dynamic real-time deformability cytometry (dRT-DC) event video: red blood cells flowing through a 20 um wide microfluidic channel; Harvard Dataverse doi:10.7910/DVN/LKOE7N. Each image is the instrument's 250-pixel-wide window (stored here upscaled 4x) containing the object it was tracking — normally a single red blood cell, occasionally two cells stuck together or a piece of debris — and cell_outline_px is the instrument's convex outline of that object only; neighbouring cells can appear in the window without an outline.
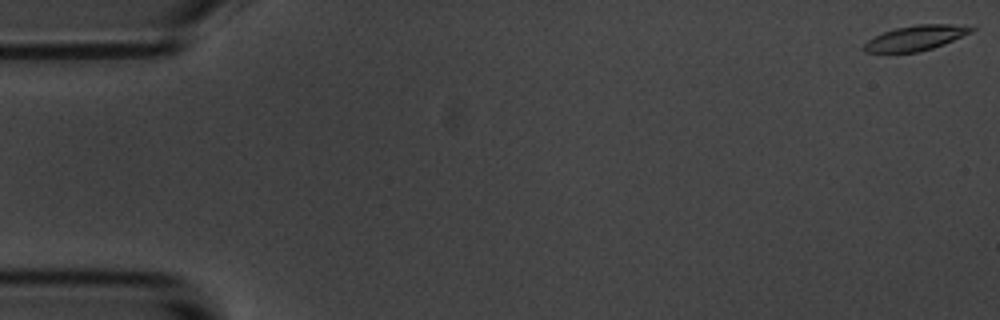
{"species": "common noctule bat (a hibernating species)", "species_latin": "Nyctalus noctula", "temperature_condition": "room temperature", "stored_images_in_passage": 3, "segment_of_instrument_passage": [2, 2], "camera_frame_rate_fps": 3000, "um_per_image_px": 0.085, "animal": {"sex": "male", "body_mass_g": 20.1, "forearm_length_mm": 53.5}, "frame": {"image": 1, "passage_image": 3, "time_ms": 2.667, "image_size_px": [1000, 320], "cell_outline_px": [[976, 28], [972, 32], [944, 44], [920, 52], [864, 52], [860, 48], [868, 40], [884, 32], [896, 28], [916, 24], [952, 24]], "centroid_in_image_um": [77.81, 3.23], "position_along_channel_um": 7.2, "area_um2": 15.55}}